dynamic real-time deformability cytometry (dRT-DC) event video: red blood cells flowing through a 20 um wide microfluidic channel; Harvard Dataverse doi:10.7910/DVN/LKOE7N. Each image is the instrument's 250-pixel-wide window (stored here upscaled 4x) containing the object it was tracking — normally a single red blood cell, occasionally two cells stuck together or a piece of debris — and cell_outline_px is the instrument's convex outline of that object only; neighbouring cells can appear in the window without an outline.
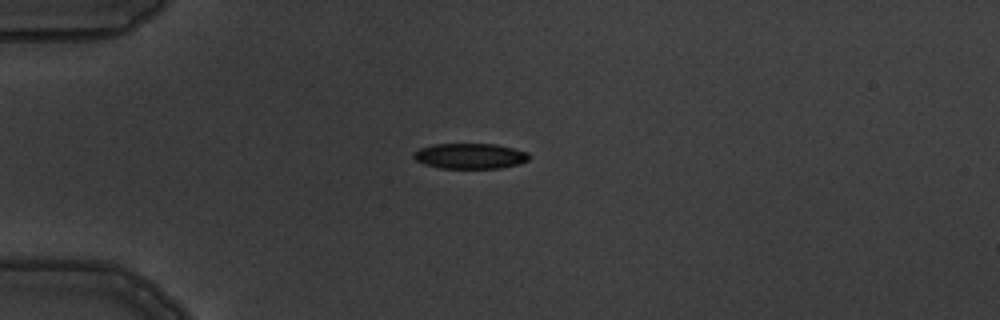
{"species": "common noctule bat (a hibernating species)", "species_latin": "Nyctalus noctula", "temperature_condition": "warm", "stored_images_in_passage": 8, "camera_frame_rate_fps": 3000, "um_per_image_px": 0.085, "animal": {"sex": "male", "body_mass_g": 19.5, "forearm_length_mm": 54.6}, "frame": {"image": 1, "passage_image": 3, "time_ms": 2.333, "image_size_px": [1000, 320], "cell_outline_px": [[532, 156], [528, 160], [520, 164], [500, 168], [440, 168], [424, 164], [416, 160], [412, 156], [412, 152], [420, 148], [432, 144], [496, 144], [528, 152]], "centroid_in_image_um": [39.96, 13.26], "position_along_channel_um": 45.0, "area_um2": 17.28}}
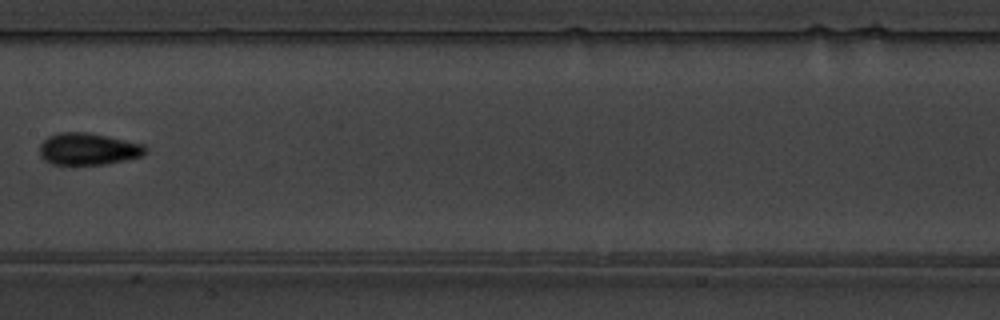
{"frame": {"image": 2, "passage_image": 7, "time_ms": 7.0, "image_size_px": [1000, 320], "cell_outline_px": [[148, 148], [140, 156], [124, 160], [104, 164], [52, 164], [44, 160], [40, 156], [40, 144], [48, 136], [60, 132], [88, 132], [108, 136], [144, 144]], "centroid_in_image_um": [7.47, 12.65], "position_along_channel_um": 199.9, "area_um2": 19.59}}
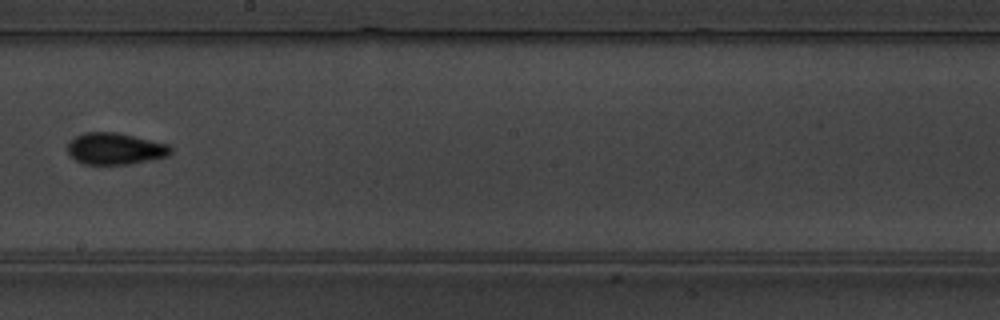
{"frame": {"image": 3, "passage_image": 8, "time_ms": 8.0, "image_size_px": [1000, 320], "cell_outline_px": [[172, 152], [168, 156], [128, 164], [84, 164], [76, 160], [68, 152], [68, 144], [76, 136], [84, 132], [116, 132], [168, 144], [172, 148]], "centroid_in_image_um": [9.8, 12.63], "position_along_channel_um": 238.4, "area_um2": 18.79}}